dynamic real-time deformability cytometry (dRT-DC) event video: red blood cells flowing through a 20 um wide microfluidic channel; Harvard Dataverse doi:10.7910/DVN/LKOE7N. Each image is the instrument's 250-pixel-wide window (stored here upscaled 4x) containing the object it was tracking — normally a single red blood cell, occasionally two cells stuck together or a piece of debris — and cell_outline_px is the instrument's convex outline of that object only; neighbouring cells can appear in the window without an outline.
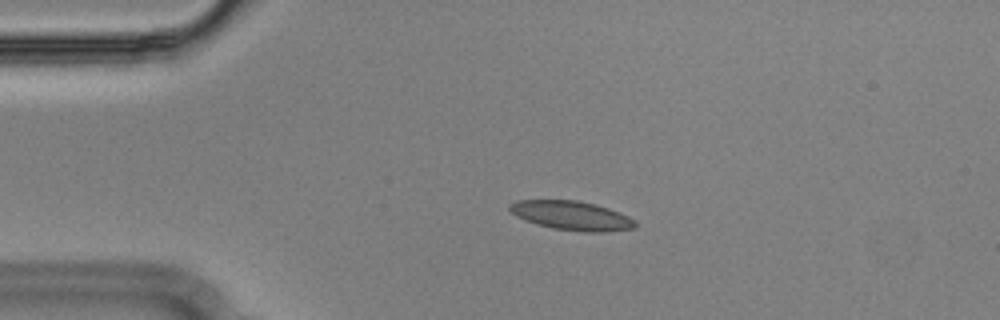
{"species": "Egyptian fruit bat (a non-hibernating species)", "species_latin": "Rousettus aegyptiacus", "temperature_condition": "cold", "stored_images_in_passage": 55, "camera_frame_rate_fps": 3000, "um_per_image_px": 0.085, "animal": {"sex": "male"}, "frame": {"image": 1, "passage_image": 12, "time_ms": 3.667, "image_size_px": [1000, 320], "cell_outline_px": [[636, 228], [604, 232], [584, 232], [552, 228], [524, 220], [516, 216], [508, 208], [508, 204], [516, 200], [576, 200], [596, 204], [608, 208], [628, 216], [636, 220]], "centroid_in_image_um": [48.59, 18.32], "position_along_channel_um": 36.4, "area_um2": 21.39}}
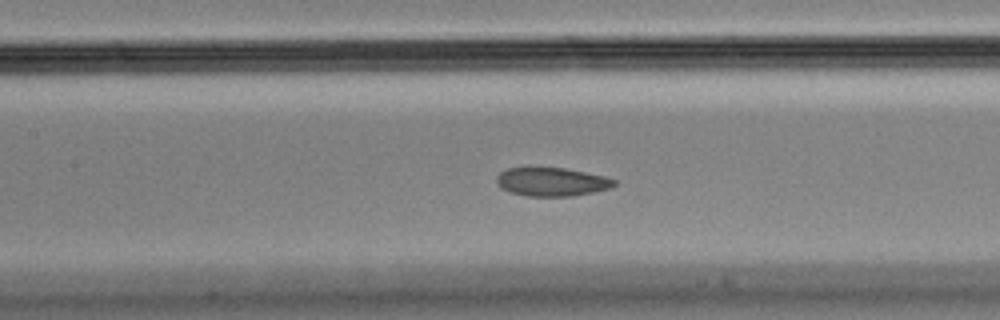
{"frame": {"image": 2, "passage_image": 25, "time_ms": 8.0, "image_size_px": [1000, 320], "cell_outline_px": [[616, 184], [612, 188], [572, 196], [524, 196], [500, 188], [496, 180], [496, 176], [500, 172], [508, 168], [564, 168], [604, 176], [616, 180]], "centroid_in_image_um": [46.9, 15.46], "position_along_channel_um": 160.5, "area_um2": 19.48}}
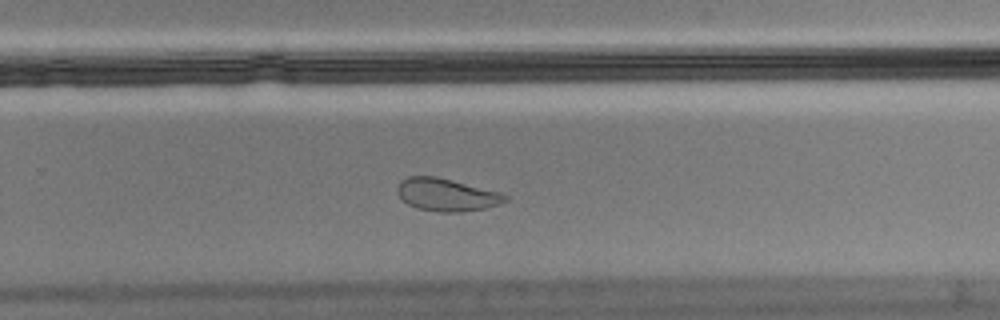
{"frame": {"image": 3, "passage_image": 36, "time_ms": 11.667, "image_size_px": [1000, 320], "cell_outline_px": [[508, 200], [500, 204], [484, 208], [460, 212], [436, 212], [416, 208], [408, 204], [396, 192], [396, 188], [400, 180], [408, 176], [436, 176], [500, 192], [508, 196]], "centroid_in_image_um": [37.94, 16.55], "position_along_channel_um": 291.9, "area_um2": 20.58}, "authors_computed_cell_mechanics": {"area_um2": 21.097, "velocity_mm_per_s": 3.5922, "shape_relaxation_time_tau1_ms": null, "shape_relaxation_time_tau2_ms": 2.1289, "deformation_change_tau1": null, "deformation_change_tau2": 0.065}}